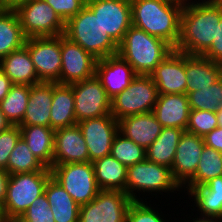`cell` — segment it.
I'll return each mask as SVG.
<instances>
[{
	"mask_svg": "<svg viewBox=\"0 0 222 222\" xmlns=\"http://www.w3.org/2000/svg\"><path fill=\"white\" fill-rule=\"evenodd\" d=\"M50 127L54 130L77 124L74 93L69 84L53 82Z\"/></svg>",
	"mask_w": 222,
	"mask_h": 222,
	"instance_id": "obj_26",
	"label": "cell"
},
{
	"mask_svg": "<svg viewBox=\"0 0 222 222\" xmlns=\"http://www.w3.org/2000/svg\"><path fill=\"white\" fill-rule=\"evenodd\" d=\"M20 137L21 130L18 125H12L7 130L0 132V169L7 171L9 156Z\"/></svg>",
	"mask_w": 222,
	"mask_h": 222,
	"instance_id": "obj_40",
	"label": "cell"
},
{
	"mask_svg": "<svg viewBox=\"0 0 222 222\" xmlns=\"http://www.w3.org/2000/svg\"><path fill=\"white\" fill-rule=\"evenodd\" d=\"M150 75L159 94H186L185 53L173 50Z\"/></svg>",
	"mask_w": 222,
	"mask_h": 222,
	"instance_id": "obj_18",
	"label": "cell"
},
{
	"mask_svg": "<svg viewBox=\"0 0 222 222\" xmlns=\"http://www.w3.org/2000/svg\"><path fill=\"white\" fill-rule=\"evenodd\" d=\"M5 8H4V6H3V3H2V1L0 0V11H2V10H4Z\"/></svg>",
	"mask_w": 222,
	"mask_h": 222,
	"instance_id": "obj_52",
	"label": "cell"
},
{
	"mask_svg": "<svg viewBox=\"0 0 222 222\" xmlns=\"http://www.w3.org/2000/svg\"><path fill=\"white\" fill-rule=\"evenodd\" d=\"M183 132L181 128H162L158 138L146 149V159L171 169Z\"/></svg>",
	"mask_w": 222,
	"mask_h": 222,
	"instance_id": "obj_30",
	"label": "cell"
},
{
	"mask_svg": "<svg viewBox=\"0 0 222 222\" xmlns=\"http://www.w3.org/2000/svg\"><path fill=\"white\" fill-rule=\"evenodd\" d=\"M44 193L55 222H78L80 205L52 177L48 180Z\"/></svg>",
	"mask_w": 222,
	"mask_h": 222,
	"instance_id": "obj_29",
	"label": "cell"
},
{
	"mask_svg": "<svg viewBox=\"0 0 222 222\" xmlns=\"http://www.w3.org/2000/svg\"><path fill=\"white\" fill-rule=\"evenodd\" d=\"M132 25L174 49L180 38L183 5L169 0H130Z\"/></svg>",
	"mask_w": 222,
	"mask_h": 222,
	"instance_id": "obj_2",
	"label": "cell"
},
{
	"mask_svg": "<svg viewBox=\"0 0 222 222\" xmlns=\"http://www.w3.org/2000/svg\"><path fill=\"white\" fill-rule=\"evenodd\" d=\"M12 85L9 77L0 70V102L8 94Z\"/></svg>",
	"mask_w": 222,
	"mask_h": 222,
	"instance_id": "obj_44",
	"label": "cell"
},
{
	"mask_svg": "<svg viewBox=\"0 0 222 222\" xmlns=\"http://www.w3.org/2000/svg\"><path fill=\"white\" fill-rule=\"evenodd\" d=\"M222 18V5L214 0H194L183 7L180 38L174 50L202 55L216 37Z\"/></svg>",
	"mask_w": 222,
	"mask_h": 222,
	"instance_id": "obj_1",
	"label": "cell"
},
{
	"mask_svg": "<svg viewBox=\"0 0 222 222\" xmlns=\"http://www.w3.org/2000/svg\"><path fill=\"white\" fill-rule=\"evenodd\" d=\"M0 70L6 74L13 84L35 85L38 79L28 49L23 46L0 60Z\"/></svg>",
	"mask_w": 222,
	"mask_h": 222,
	"instance_id": "obj_25",
	"label": "cell"
},
{
	"mask_svg": "<svg viewBox=\"0 0 222 222\" xmlns=\"http://www.w3.org/2000/svg\"><path fill=\"white\" fill-rule=\"evenodd\" d=\"M86 6L98 17L104 31L119 45L132 26L130 0H99L86 2Z\"/></svg>",
	"mask_w": 222,
	"mask_h": 222,
	"instance_id": "obj_13",
	"label": "cell"
},
{
	"mask_svg": "<svg viewBox=\"0 0 222 222\" xmlns=\"http://www.w3.org/2000/svg\"><path fill=\"white\" fill-rule=\"evenodd\" d=\"M66 23L78 14L85 6L86 0H44Z\"/></svg>",
	"mask_w": 222,
	"mask_h": 222,
	"instance_id": "obj_41",
	"label": "cell"
},
{
	"mask_svg": "<svg viewBox=\"0 0 222 222\" xmlns=\"http://www.w3.org/2000/svg\"><path fill=\"white\" fill-rule=\"evenodd\" d=\"M94 1H99V0H86V2H94Z\"/></svg>",
	"mask_w": 222,
	"mask_h": 222,
	"instance_id": "obj_54",
	"label": "cell"
},
{
	"mask_svg": "<svg viewBox=\"0 0 222 222\" xmlns=\"http://www.w3.org/2000/svg\"><path fill=\"white\" fill-rule=\"evenodd\" d=\"M96 183L100 190L125 192L128 167L111 155L92 162Z\"/></svg>",
	"mask_w": 222,
	"mask_h": 222,
	"instance_id": "obj_28",
	"label": "cell"
},
{
	"mask_svg": "<svg viewBox=\"0 0 222 222\" xmlns=\"http://www.w3.org/2000/svg\"><path fill=\"white\" fill-rule=\"evenodd\" d=\"M218 119V126L222 128V107L216 112Z\"/></svg>",
	"mask_w": 222,
	"mask_h": 222,
	"instance_id": "obj_49",
	"label": "cell"
},
{
	"mask_svg": "<svg viewBox=\"0 0 222 222\" xmlns=\"http://www.w3.org/2000/svg\"><path fill=\"white\" fill-rule=\"evenodd\" d=\"M173 50L166 41L132 25L118 45L117 54L132 66L136 74L150 75Z\"/></svg>",
	"mask_w": 222,
	"mask_h": 222,
	"instance_id": "obj_4",
	"label": "cell"
},
{
	"mask_svg": "<svg viewBox=\"0 0 222 222\" xmlns=\"http://www.w3.org/2000/svg\"><path fill=\"white\" fill-rule=\"evenodd\" d=\"M53 165L89 162L85 139L78 124L54 131Z\"/></svg>",
	"mask_w": 222,
	"mask_h": 222,
	"instance_id": "obj_20",
	"label": "cell"
},
{
	"mask_svg": "<svg viewBox=\"0 0 222 222\" xmlns=\"http://www.w3.org/2000/svg\"><path fill=\"white\" fill-rule=\"evenodd\" d=\"M218 176H222V153L205 145L195 175L182 187V193L203 186Z\"/></svg>",
	"mask_w": 222,
	"mask_h": 222,
	"instance_id": "obj_32",
	"label": "cell"
},
{
	"mask_svg": "<svg viewBox=\"0 0 222 222\" xmlns=\"http://www.w3.org/2000/svg\"><path fill=\"white\" fill-rule=\"evenodd\" d=\"M9 175L10 174L6 170L0 169V206L3 204L6 197Z\"/></svg>",
	"mask_w": 222,
	"mask_h": 222,
	"instance_id": "obj_45",
	"label": "cell"
},
{
	"mask_svg": "<svg viewBox=\"0 0 222 222\" xmlns=\"http://www.w3.org/2000/svg\"><path fill=\"white\" fill-rule=\"evenodd\" d=\"M204 57L222 64V18L217 24L216 37H214L211 46L202 54Z\"/></svg>",
	"mask_w": 222,
	"mask_h": 222,
	"instance_id": "obj_42",
	"label": "cell"
},
{
	"mask_svg": "<svg viewBox=\"0 0 222 222\" xmlns=\"http://www.w3.org/2000/svg\"><path fill=\"white\" fill-rule=\"evenodd\" d=\"M187 195L186 199H189L190 202L188 203L185 202L187 200H184L183 203H187L185 206L187 210L190 206L189 211L191 209V214L188 213V215L194 216L196 219L222 222V176L211 179L203 186L191 188L182 197L185 199L184 196ZM192 211L197 214L195 213L194 215Z\"/></svg>",
	"mask_w": 222,
	"mask_h": 222,
	"instance_id": "obj_16",
	"label": "cell"
},
{
	"mask_svg": "<svg viewBox=\"0 0 222 222\" xmlns=\"http://www.w3.org/2000/svg\"><path fill=\"white\" fill-rule=\"evenodd\" d=\"M190 110L217 112L222 107V77L209 87L187 94Z\"/></svg>",
	"mask_w": 222,
	"mask_h": 222,
	"instance_id": "obj_35",
	"label": "cell"
},
{
	"mask_svg": "<svg viewBox=\"0 0 222 222\" xmlns=\"http://www.w3.org/2000/svg\"><path fill=\"white\" fill-rule=\"evenodd\" d=\"M132 202L125 192L100 190L93 200L80 206L78 222H126Z\"/></svg>",
	"mask_w": 222,
	"mask_h": 222,
	"instance_id": "obj_11",
	"label": "cell"
},
{
	"mask_svg": "<svg viewBox=\"0 0 222 222\" xmlns=\"http://www.w3.org/2000/svg\"><path fill=\"white\" fill-rule=\"evenodd\" d=\"M14 10L26 38L59 36L65 32V22L44 0H30Z\"/></svg>",
	"mask_w": 222,
	"mask_h": 222,
	"instance_id": "obj_9",
	"label": "cell"
},
{
	"mask_svg": "<svg viewBox=\"0 0 222 222\" xmlns=\"http://www.w3.org/2000/svg\"><path fill=\"white\" fill-rule=\"evenodd\" d=\"M11 126L12 124L9 122V120L6 118V116L0 109V132L7 130Z\"/></svg>",
	"mask_w": 222,
	"mask_h": 222,
	"instance_id": "obj_47",
	"label": "cell"
},
{
	"mask_svg": "<svg viewBox=\"0 0 222 222\" xmlns=\"http://www.w3.org/2000/svg\"><path fill=\"white\" fill-rule=\"evenodd\" d=\"M119 133L145 150L158 138L162 125L153 111L126 116L118 120Z\"/></svg>",
	"mask_w": 222,
	"mask_h": 222,
	"instance_id": "obj_21",
	"label": "cell"
},
{
	"mask_svg": "<svg viewBox=\"0 0 222 222\" xmlns=\"http://www.w3.org/2000/svg\"><path fill=\"white\" fill-rule=\"evenodd\" d=\"M89 153V162L110 155L115 136L119 132L118 121L111 115L82 120L77 123Z\"/></svg>",
	"mask_w": 222,
	"mask_h": 222,
	"instance_id": "obj_14",
	"label": "cell"
},
{
	"mask_svg": "<svg viewBox=\"0 0 222 222\" xmlns=\"http://www.w3.org/2000/svg\"><path fill=\"white\" fill-rule=\"evenodd\" d=\"M186 94L209 87L222 77V64L203 55L185 54Z\"/></svg>",
	"mask_w": 222,
	"mask_h": 222,
	"instance_id": "obj_24",
	"label": "cell"
},
{
	"mask_svg": "<svg viewBox=\"0 0 222 222\" xmlns=\"http://www.w3.org/2000/svg\"><path fill=\"white\" fill-rule=\"evenodd\" d=\"M204 144L222 153V128L217 127L203 137Z\"/></svg>",
	"mask_w": 222,
	"mask_h": 222,
	"instance_id": "obj_43",
	"label": "cell"
},
{
	"mask_svg": "<svg viewBox=\"0 0 222 222\" xmlns=\"http://www.w3.org/2000/svg\"><path fill=\"white\" fill-rule=\"evenodd\" d=\"M217 113L204 110H190L187 132L204 137L218 127Z\"/></svg>",
	"mask_w": 222,
	"mask_h": 222,
	"instance_id": "obj_38",
	"label": "cell"
},
{
	"mask_svg": "<svg viewBox=\"0 0 222 222\" xmlns=\"http://www.w3.org/2000/svg\"><path fill=\"white\" fill-rule=\"evenodd\" d=\"M185 216H186L187 218H186ZM185 216H184L183 219L180 218L179 221L181 222V221L183 220L182 222H220V221H216V220H202V219H196V218H194V217L192 218V216H190V215H189V217H188V214H186ZM189 218L192 219V220H190Z\"/></svg>",
	"mask_w": 222,
	"mask_h": 222,
	"instance_id": "obj_48",
	"label": "cell"
},
{
	"mask_svg": "<svg viewBox=\"0 0 222 222\" xmlns=\"http://www.w3.org/2000/svg\"><path fill=\"white\" fill-rule=\"evenodd\" d=\"M214 1L222 5V0H214Z\"/></svg>",
	"mask_w": 222,
	"mask_h": 222,
	"instance_id": "obj_53",
	"label": "cell"
},
{
	"mask_svg": "<svg viewBox=\"0 0 222 222\" xmlns=\"http://www.w3.org/2000/svg\"><path fill=\"white\" fill-rule=\"evenodd\" d=\"M25 40L16 11L13 9L0 11V60L9 53L21 49Z\"/></svg>",
	"mask_w": 222,
	"mask_h": 222,
	"instance_id": "obj_31",
	"label": "cell"
},
{
	"mask_svg": "<svg viewBox=\"0 0 222 222\" xmlns=\"http://www.w3.org/2000/svg\"><path fill=\"white\" fill-rule=\"evenodd\" d=\"M46 168L30 151L22 137L18 140L11 152L7 165L9 174H20L42 171Z\"/></svg>",
	"mask_w": 222,
	"mask_h": 222,
	"instance_id": "obj_34",
	"label": "cell"
},
{
	"mask_svg": "<svg viewBox=\"0 0 222 222\" xmlns=\"http://www.w3.org/2000/svg\"><path fill=\"white\" fill-rule=\"evenodd\" d=\"M70 85L74 93L77 123L111 114V99L96 75Z\"/></svg>",
	"mask_w": 222,
	"mask_h": 222,
	"instance_id": "obj_12",
	"label": "cell"
},
{
	"mask_svg": "<svg viewBox=\"0 0 222 222\" xmlns=\"http://www.w3.org/2000/svg\"><path fill=\"white\" fill-rule=\"evenodd\" d=\"M0 222H6V221L4 220V217H3V214H2L1 206H0Z\"/></svg>",
	"mask_w": 222,
	"mask_h": 222,
	"instance_id": "obj_51",
	"label": "cell"
},
{
	"mask_svg": "<svg viewBox=\"0 0 222 222\" xmlns=\"http://www.w3.org/2000/svg\"><path fill=\"white\" fill-rule=\"evenodd\" d=\"M5 9H15L19 5L28 2L30 0H1Z\"/></svg>",
	"mask_w": 222,
	"mask_h": 222,
	"instance_id": "obj_46",
	"label": "cell"
},
{
	"mask_svg": "<svg viewBox=\"0 0 222 222\" xmlns=\"http://www.w3.org/2000/svg\"><path fill=\"white\" fill-rule=\"evenodd\" d=\"M53 82L30 86V95L22 122L18 126L50 127Z\"/></svg>",
	"mask_w": 222,
	"mask_h": 222,
	"instance_id": "obj_23",
	"label": "cell"
},
{
	"mask_svg": "<svg viewBox=\"0 0 222 222\" xmlns=\"http://www.w3.org/2000/svg\"><path fill=\"white\" fill-rule=\"evenodd\" d=\"M21 137L33 155L47 168L53 166L54 129L45 126H19Z\"/></svg>",
	"mask_w": 222,
	"mask_h": 222,
	"instance_id": "obj_27",
	"label": "cell"
},
{
	"mask_svg": "<svg viewBox=\"0 0 222 222\" xmlns=\"http://www.w3.org/2000/svg\"><path fill=\"white\" fill-rule=\"evenodd\" d=\"M95 75L112 99L130 85L137 75L132 66L118 54L97 59Z\"/></svg>",
	"mask_w": 222,
	"mask_h": 222,
	"instance_id": "obj_19",
	"label": "cell"
},
{
	"mask_svg": "<svg viewBox=\"0 0 222 222\" xmlns=\"http://www.w3.org/2000/svg\"><path fill=\"white\" fill-rule=\"evenodd\" d=\"M158 95L151 75L137 74L127 89L111 99V115L118 121L126 116L151 112Z\"/></svg>",
	"mask_w": 222,
	"mask_h": 222,
	"instance_id": "obj_7",
	"label": "cell"
},
{
	"mask_svg": "<svg viewBox=\"0 0 222 222\" xmlns=\"http://www.w3.org/2000/svg\"><path fill=\"white\" fill-rule=\"evenodd\" d=\"M64 35L96 59L118 53V45L104 31L98 17L87 6L65 23Z\"/></svg>",
	"mask_w": 222,
	"mask_h": 222,
	"instance_id": "obj_5",
	"label": "cell"
},
{
	"mask_svg": "<svg viewBox=\"0 0 222 222\" xmlns=\"http://www.w3.org/2000/svg\"><path fill=\"white\" fill-rule=\"evenodd\" d=\"M154 201V199H151L149 201H133L128 208L126 214V222H177L176 220L171 219V214L169 215L168 212L167 214H164L162 212V210H164L162 209V206L165 205V202H163L164 204L161 205V208H158L157 206H155L157 203Z\"/></svg>",
	"mask_w": 222,
	"mask_h": 222,
	"instance_id": "obj_36",
	"label": "cell"
},
{
	"mask_svg": "<svg viewBox=\"0 0 222 222\" xmlns=\"http://www.w3.org/2000/svg\"><path fill=\"white\" fill-rule=\"evenodd\" d=\"M204 146L203 137L183 132L171 167L172 176L181 188L195 175Z\"/></svg>",
	"mask_w": 222,
	"mask_h": 222,
	"instance_id": "obj_17",
	"label": "cell"
},
{
	"mask_svg": "<svg viewBox=\"0 0 222 222\" xmlns=\"http://www.w3.org/2000/svg\"><path fill=\"white\" fill-rule=\"evenodd\" d=\"M30 95V85L13 84L0 102V109L12 125H19L24 117Z\"/></svg>",
	"mask_w": 222,
	"mask_h": 222,
	"instance_id": "obj_33",
	"label": "cell"
},
{
	"mask_svg": "<svg viewBox=\"0 0 222 222\" xmlns=\"http://www.w3.org/2000/svg\"><path fill=\"white\" fill-rule=\"evenodd\" d=\"M153 113L163 128L175 127L186 131L190 113L187 94H159Z\"/></svg>",
	"mask_w": 222,
	"mask_h": 222,
	"instance_id": "obj_22",
	"label": "cell"
},
{
	"mask_svg": "<svg viewBox=\"0 0 222 222\" xmlns=\"http://www.w3.org/2000/svg\"><path fill=\"white\" fill-rule=\"evenodd\" d=\"M16 222H55L45 193L35 199Z\"/></svg>",
	"mask_w": 222,
	"mask_h": 222,
	"instance_id": "obj_39",
	"label": "cell"
},
{
	"mask_svg": "<svg viewBox=\"0 0 222 222\" xmlns=\"http://www.w3.org/2000/svg\"><path fill=\"white\" fill-rule=\"evenodd\" d=\"M169 1H172V2H175V3H179V4L183 5V6H185V5L191 3L194 0H169Z\"/></svg>",
	"mask_w": 222,
	"mask_h": 222,
	"instance_id": "obj_50",
	"label": "cell"
},
{
	"mask_svg": "<svg viewBox=\"0 0 222 222\" xmlns=\"http://www.w3.org/2000/svg\"><path fill=\"white\" fill-rule=\"evenodd\" d=\"M51 177V170L47 167L42 171L10 174L6 197L1 205L4 220L16 222L31 203L44 194Z\"/></svg>",
	"mask_w": 222,
	"mask_h": 222,
	"instance_id": "obj_6",
	"label": "cell"
},
{
	"mask_svg": "<svg viewBox=\"0 0 222 222\" xmlns=\"http://www.w3.org/2000/svg\"><path fill=\"white\" fill-rule=\"evenodd\" d=\"M28 49L38 79L41 82H57L61 72V35L26 38Z\"/></svg>",
	"mask_w": 222,
	"mask_h": 222,
	"instance_id": "obj_10",
	"label": "cell"
},
{
	"mask_svg": "<svg viewBox=\"0 0 222 222\" xmlns=\"http://www.w3.org/2000/svg\"><path fill=\"white\" fill-rule=\"evenodd\" d=\"M52 178L57 181L78 205L89 203L100 191L92 162L53 165Z\"/></svg>",
	"mask_w": 222,
	"mask_h": 222,
	"instance_id": "obj_8",
	"label": "cell"
},
{
	"mask_svg": "<svg viewBox=\"0 0 222 222\" xmlns=\"http://www.w3.org/2000/svg\"><path fill=\"white\" fill-rule=\"evenodd\" d=\"M61 72L59 84H73L95 75L97 59L64 34L61 35Z\"/></svg>",
	"mask_w": 222,
	"mask_h": 222,
	"instance_id": "obj_15",
	"label": "cell"
},
{
	"mask_svg": "<svg viewBox=\"0 0 222 222\" xmlns=\"http://www.w3.org/2000/svg\"><path fill=\"white\" fill-rule=\"evenodd\" d=\"M180 192L182 194V188L174 180L169 167L150 162L147 159L128 166L125 193L133 201H147L155 196V199H161L158 201L162 204L163 196L168 201L172 194H174L173 196L177 194L178 199Z\"/></svg>",
	"mask_w": 222,
	"mask_h": 222,
	"instance_id": "obj_3",
	"label": "cell"
},
{
	"mask_svg": "<svg viewBox=\"0 0 222 222\" xmlns=\"http://www.w3.org/2000/svg\"><path fill=\"white\" fill-rule=\"evenodd\" d=\"M110 155L128 167L145 160L146 150L118 132L114 138Z\"/></svg>",
	"mask_w": 222,
	"mask_h": 222,
	"instance_id": "obj_37",
	"label": "cell"
}]
</instances>
